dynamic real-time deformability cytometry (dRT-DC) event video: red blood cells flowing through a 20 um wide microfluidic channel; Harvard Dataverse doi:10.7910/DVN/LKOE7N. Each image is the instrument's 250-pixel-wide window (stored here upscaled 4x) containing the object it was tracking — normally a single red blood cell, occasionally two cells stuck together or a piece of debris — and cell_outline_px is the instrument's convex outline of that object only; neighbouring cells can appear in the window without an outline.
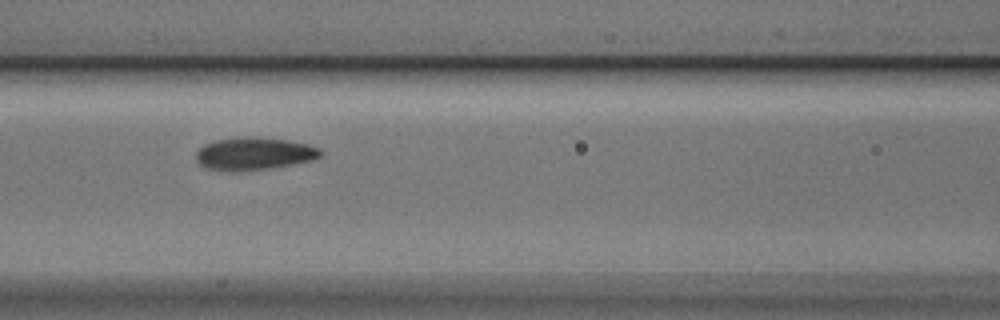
{"species": "Egyptian fruit bat (a non-hibernating species)", "species_latin": "Rousettus aegyptiacus", "temperature_condition": "cold", "stored_images_in_passage": 8, "camera_frame_rate_fps": 3000, "um_per_image_px": 0.085, "animal": {"sex": "male"}, "frame": {"image": 1, "passage_image": 3, "time_ms": 0.667, "image_size_px": [1000, 320], "cell_outline_px": [[324, 152], [320, 156], [312, 160], [268, 168], [236, 172], [228, 172], [208, 168], [200, 164], [196, 160], [196, 152], [204, 144], [216, 140], [236, 136], [260, 136], [288, 140], [308, 144], [320, 148]], "centroid_in_image_um": [21.58, 13.04], "position_along_channel_um": 145.0, "area_um2": 23.99}}
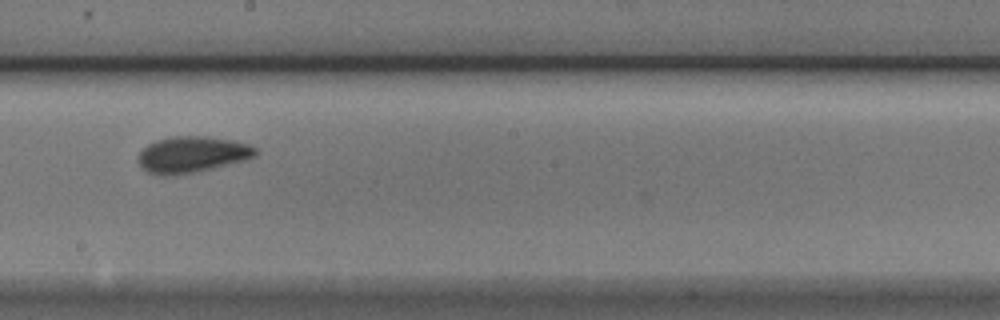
{"frame": {"image": 2, "passage_image": 5, "time_ms": 1.333, "image_size_px": [1000, 320], "cell_outline_px": [[256, 156], [212, 168], [196, 172], [168, 176], [156, 176], [140, 168], [136, 160], [140, 152], [148, 144], [156, 140], [172, 136], [208, 136], [232, 140], [248, 144], [256, 148]], "centroid_in_image_um": [16.24, 13.14], "position_along_channel_um": 232.0, "area_um2": 24.85}}
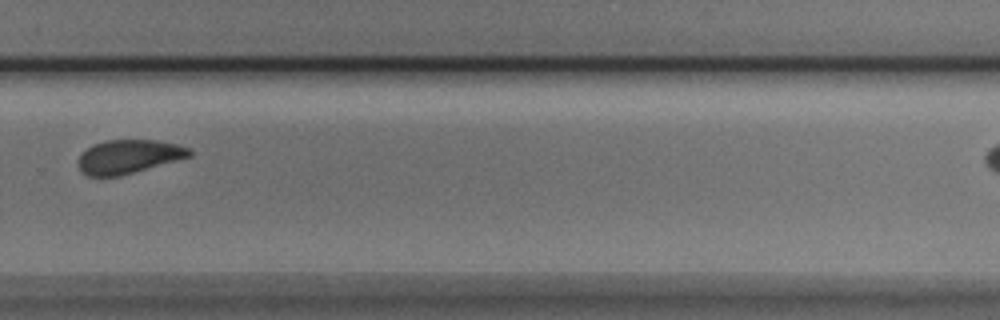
{"frame": {"image": 3, "passage_image": 7, "time_ms": 2.0, "image_size_px": [1000, 320], "cell_outline_px": [[192, 156], [120, 176], [88, 176], [80, 172], [76, 164], [76, 160], [92, 144], [108, 140], [156, 140], [176, 144], [188, 148], [192, 152]], "centroid_in_image_um": [10.89, 13.32], "position_along_channel_um": 318.9, "area_um2": 21.91}}